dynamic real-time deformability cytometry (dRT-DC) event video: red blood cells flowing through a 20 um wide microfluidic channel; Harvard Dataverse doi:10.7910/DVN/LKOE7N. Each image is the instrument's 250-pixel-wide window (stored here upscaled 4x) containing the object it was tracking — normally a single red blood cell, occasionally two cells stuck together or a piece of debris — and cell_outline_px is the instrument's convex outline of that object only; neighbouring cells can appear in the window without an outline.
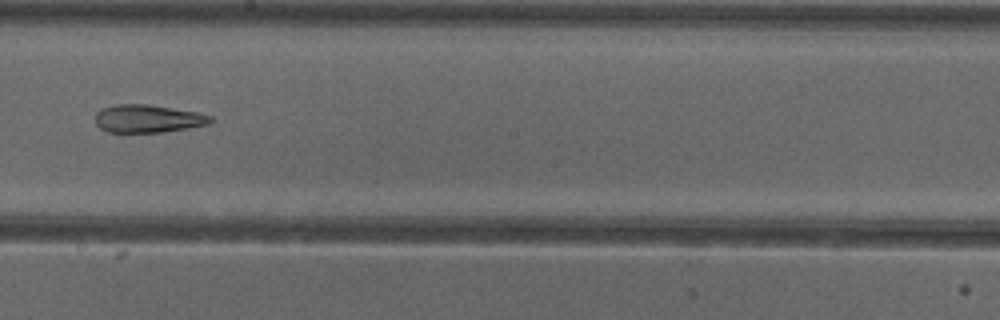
{"species": "common noctule bat (a hibernating species)", "species_latin": "Nyctalus noctula", "temperature_condition": "cold", "stored_images_in_passage": 52, "camera_frame_rate_fps": 3000, "um_per_image_px": 0.085, "animal": {"sex": "female"}, "frame": {"image": 1, "passage_image": 30, "time_ms": 9.667, "image_size_px": [1000, 320], "cell_outline_px": [[212, 120], [208, 124], [188, 128], [160, 132], [108, 132], [100, 128], [96, 124], [96, 112], [100, 108], [112, 104], [148, 104], [196, 112], [212, 116]], "centroid_in_image_um": [12.52, 10.07], "position_along_channel_um": 235.7, "area_um2": 18.73}, "authors_computed_cell_mechanics": {"area_um2": 23.7847, "velocity_mm_per_s": 3.9157, "shape_relaxation_time_tau1_ms": null, "shape_relaxation_time_tau2_ms": 5.1145, "deformation_change_tau1": null, "deformation_change_tau2": 0.1249}}